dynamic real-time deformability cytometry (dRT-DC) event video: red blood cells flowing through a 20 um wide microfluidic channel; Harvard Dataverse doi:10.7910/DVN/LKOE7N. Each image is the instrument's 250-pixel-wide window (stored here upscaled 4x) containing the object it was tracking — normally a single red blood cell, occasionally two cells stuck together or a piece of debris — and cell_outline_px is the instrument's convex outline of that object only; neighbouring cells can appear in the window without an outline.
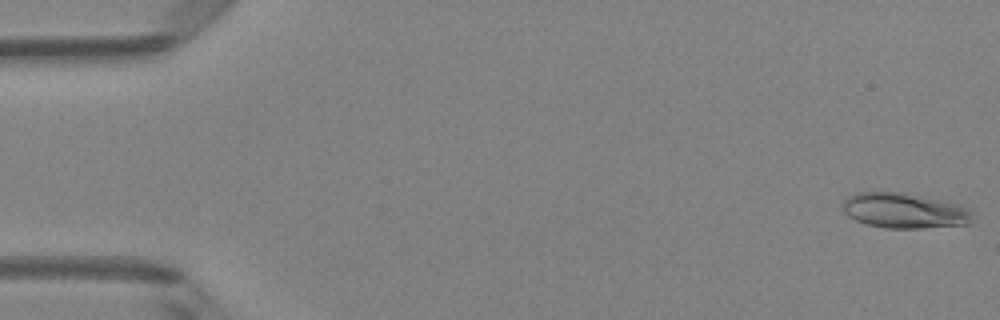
{"species": "Egyptian fruit bat (a non-hibernating species)", "species_latin": "Rousettus aegyptiacus", "temperature_condition": "room temperature", "stored_images_in_passage": 49, "camera_frame_rate_fps": 3000, "um_per_image_px": 0.085, "animal": {"sex": "female"}, "frame": {"image": 1, "passage_image": 1, "time_ms": 0.0, "image_size_px": [1000, 320], "cell_outline_px": [[972, 216], [968, 224], [920, 228], [884, 228], [868, 224], [856, 220], [848, 216], [840, 208], [840, 204], [848, 196], [856, 192], [904, 192], [944, 200], [960, 204], [972, 208]], "centroid_in_image_um": [76.86, 17.89], "position_along_channel_um": 8.1, "area_um2": 27.05}}
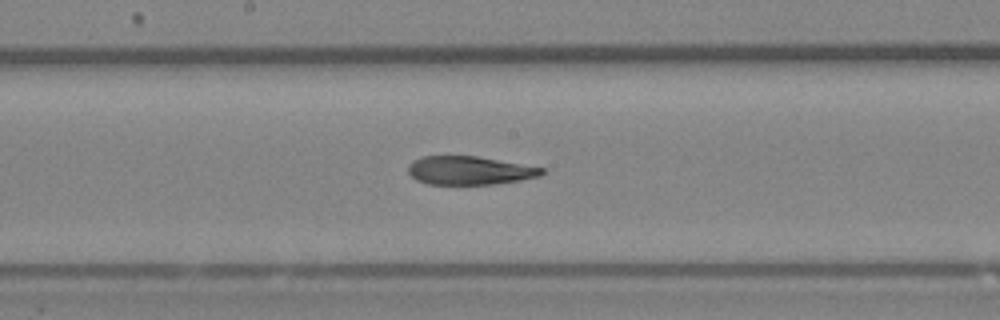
{"frame": {"image": 2, "passage_image": 26, "time_ms": 8.333, "image_size_px": [1000, 320], "cell_outline_px": [[544, 172], [540, 176], [520, 180], [496, 184], [428, 184], [416, 180], [408, 172], [408, 164], [412, 160], [420, 156], [476, 156], [544, 168]], "centroid_in_image_um": [39.87, 14.49], "position_along_channel_um": 208.3, "area_um2": 22.14}}
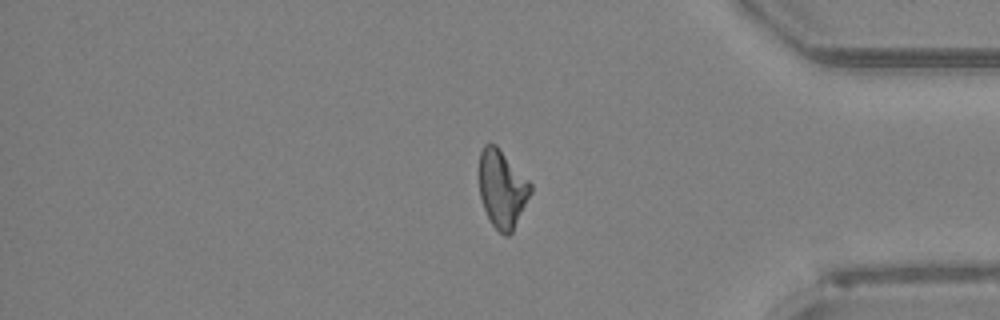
{"frame": {"image": 3, "passage_image": 41, "time_ms": 13.333, "image_size_px": [1000, 320], "cell_outline_px": [[532, 192], [512, 232], [508, 236], [504, 236], [492, 224], [484, 208], [480, 196], [480, 152], [484, 144], [496, 144], [532, 184]], "centroid_in_image_um": [42.7, 16.05], "position_along_channel_um": 392.5, "area_um2": 23.06}, "authors_computed_cell_mechanics": {"area_um2": 23.8136, "velocity_mm_per_s": 4.1272, "shape_relaxation_time_tau1_ms": null, "shape_relaxation_time_tau2_ms": 9.1863, "deformation_change_tau1": null, "deformation_change_tau2": 0.1988}}